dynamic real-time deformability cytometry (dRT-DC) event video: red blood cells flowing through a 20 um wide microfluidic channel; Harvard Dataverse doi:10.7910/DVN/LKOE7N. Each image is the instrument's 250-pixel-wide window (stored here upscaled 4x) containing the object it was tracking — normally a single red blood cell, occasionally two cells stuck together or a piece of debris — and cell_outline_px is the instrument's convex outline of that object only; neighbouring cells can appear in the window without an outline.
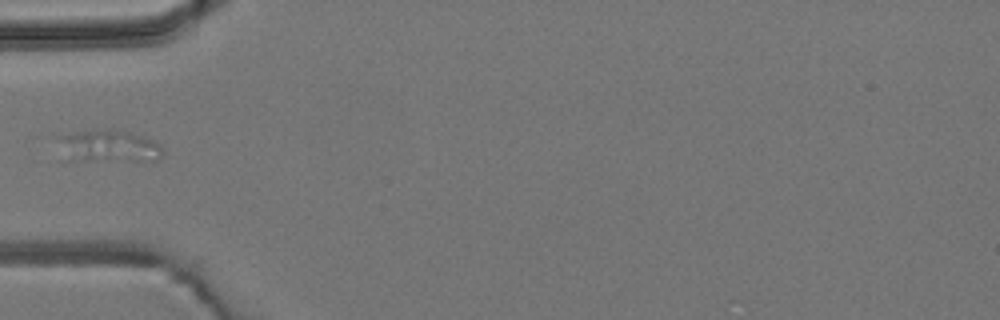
{"species": "common noctule bat (a hibernating species)", "species_latin": "Nyctalus noctula", "temperature_condition": "room temperature", "stored_images_in_passage": 5, "camera_frame_rate_fps": 3000, "um_per_image_px": 0.085, "animal": {"sex": "male", "body_mass_g": 19.2, "forearm_length_mm": 51.8}, "frame": {"image": 1, "passage_image": 4, "time_ms": 4.333, "image_size_px": [1000, 320], "cell_outline_px": [[164, 156], [156, 160], [68, 160], [56, 136], [72, 132], [96, 128], [112, 128], [132, 132], [152, 140], [160, 144], [164, 148]], "centroid_in_image_um": [9.27, 12.38], "position_along_channel_um": 75.7, "area_um2": 20.0}}
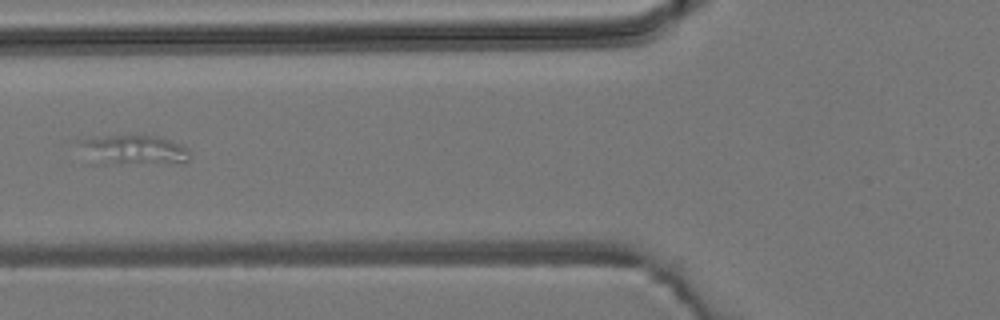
{"frame": {"image": 2, "passage_image": 5, "time_ms": 5.333, "image_size_px": [1000, 320], "cell_outline_px": [[188, 160], [180, 164], [88, 164], [76, 140], [108, 136], [156, 136], [180, 144], [188, 148]], "centroid_in_image_um": [11.27, 12.8], "position_along_channel_um": 114.5, "area_um2": 19.77}}